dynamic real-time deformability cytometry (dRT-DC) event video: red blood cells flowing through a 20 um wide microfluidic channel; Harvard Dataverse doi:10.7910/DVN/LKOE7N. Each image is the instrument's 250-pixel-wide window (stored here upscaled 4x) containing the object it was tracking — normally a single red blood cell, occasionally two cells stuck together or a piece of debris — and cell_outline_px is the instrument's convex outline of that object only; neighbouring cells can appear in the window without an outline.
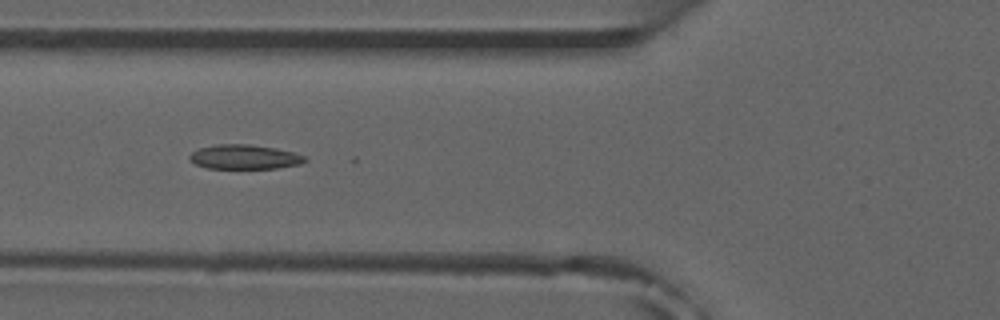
{"species": "common noctule bat (a hibernating species)", "species_latin": "Nyctalus noctula", "temperature_condition": "room temperature", "stored_images_in_passage": 39, "camera_frame_rate_fps": 3000, "um_per_image_px": 0.085, "animal": {"sex": "male", "forearm_length_mm": 52.5}, "frame": {"image": 1, "passage_image": 6, "time_ms": 1.667, "image_size_px": [1000, 320], "cell_outline_px": [[308, 160], [300, 164], [276, 168], [208, 168], [196, 164], [188, 156], [192, 152], [200, 148], [216, 144], [248, 144], [276, 148], [292, 152], [304, 156]], "centroid_in_image_um": [20.79, 13.33], "position_along_channel_um": 105.0, "area_um2": 16.24}, "authors_computed_cell_mechanics": {"area_um2": 16.3574, "velocity_mm_per_s": 3.8605, "shape_relaxation_time_tau1_ms": null, "shape_relaxation_time_tau2_ms": 4.9418, "deformation_change_tau1": null, "deformation_change_tau2": 0.128}}